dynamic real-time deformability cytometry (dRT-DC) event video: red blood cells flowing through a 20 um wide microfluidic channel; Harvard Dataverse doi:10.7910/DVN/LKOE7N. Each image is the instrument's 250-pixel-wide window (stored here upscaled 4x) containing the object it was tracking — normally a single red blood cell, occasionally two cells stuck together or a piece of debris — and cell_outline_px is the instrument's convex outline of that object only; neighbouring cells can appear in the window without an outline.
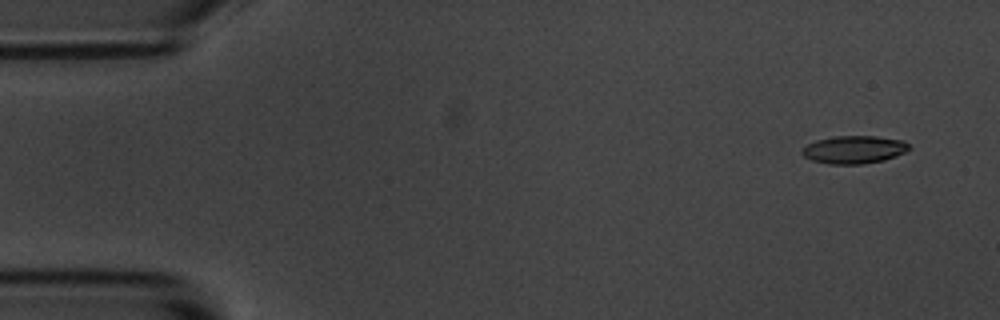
{"species": "common noctule bat (a hibernating species)", "species_latin": "Nyctalus noctula", "temperature_condition": "room temperature", "stored_images_in_passage": 4, "camera_frame_rate_fps": 3000, "um_per_image_px": 0.085, "animal": {"sex": "male", "body_mass_g": 20.1, "forearm_length_mm": 53.5}, "frame": {"image": 1, "passage_image": 1, "time_ms": 0.0, "image_size_px": [1000, 320], "cell_outline_px": [[912, 148], [896, 156], [884, 160], [864, 164], [828, 164], [812, 160], [804, 156], [800, 152], [808, 144], [816, 140], [836, 136], [876, 136], [904, 140]], "centroid_in_image_um": [72.62, 12.72], "position_along_channel_um": 12.4, "area_um2": 17.4}}